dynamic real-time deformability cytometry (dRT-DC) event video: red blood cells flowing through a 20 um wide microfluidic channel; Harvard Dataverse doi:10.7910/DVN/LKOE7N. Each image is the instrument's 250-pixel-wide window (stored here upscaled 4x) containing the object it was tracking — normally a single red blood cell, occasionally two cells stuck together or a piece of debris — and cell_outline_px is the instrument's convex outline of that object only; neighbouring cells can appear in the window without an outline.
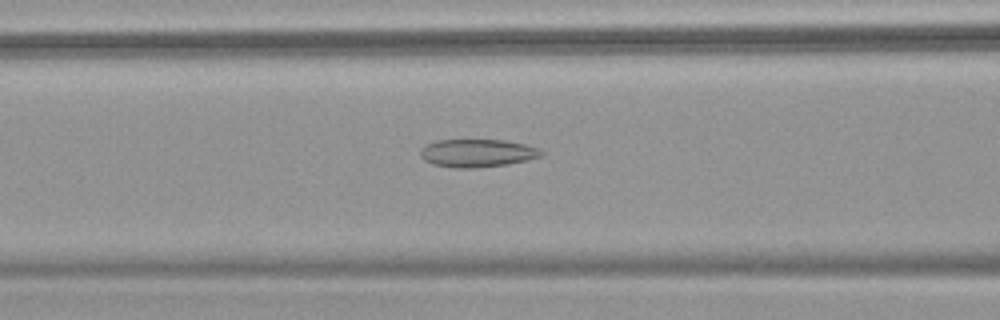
{"species": "common noctule bat (a hibernating species)", "species_latin": "Nyctalus noctula", "temperature_condition": "warm", "stored_images_in_passage": 34, "camera_frame_rate_fps": 3000, "um_per_image_px": 0.085, "animal": {"sex": "female", "body_mass_g": 18.4}, "frame": {"image": 1, "passage_image": 12, "time_ms": 3.667, "image_size_px": [1000, 320], "cell_outline_px": [[544, 152], [540, 156], [508, 164], [476, 168], [456, 168], [432, 164], [424, 160], [420, 156], [420, 152], [428, 144], [436, 140], [504, 140], [524, 144], [540, 148]], "centroid_in_image_um": [40.57, 13.01], "position_along_channel_um": 126.0, "area_um2": 19.54}}
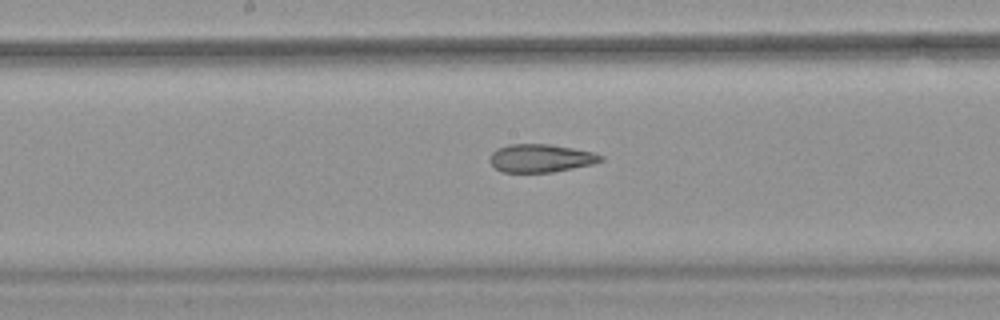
{"frame": {"image": 2, "passage_image": 18, "time_ms": 5.667, "image_size_px": [1000, 320], "cell_outline_px": [[604, 160], [592, 164], [552, 172], [504, 172], [496, 168], [488, 160], [492, 152], [496, 148], [508, 144], [548, 144], [572, 148], [592, 152], [604, 156]], "centroid_in_image_um": [45.94, 13.44], "position_along_channel_um": 202.3, "area_um2": 18.09}}
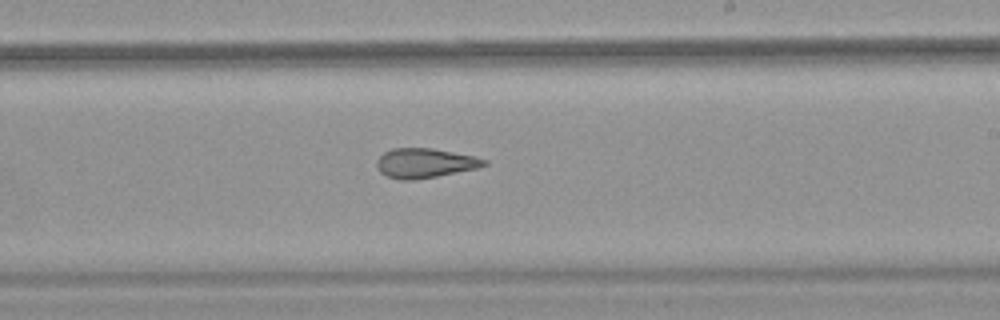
{"frame": {"image": 3, "passage_image": 22, "time_ms": 7.0, "image_size_px": [1000, 320], "cell_outline_px": [[488, 164], [476, 168], [416, 180], [400, 180], [388, 176], [380, 172], [376, 164], [376, 160], [384, 152], [392, 148], [432, 148], [472, 156], [488, 160]], "centroid_in_image_um": [36.08, 13.86], "position_along_channel_um": 252.9, "area_um2": 18.32}}